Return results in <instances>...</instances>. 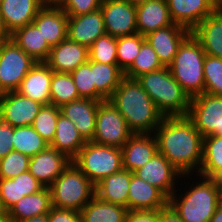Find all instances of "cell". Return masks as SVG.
Here are the masks:
<instances>
[{"mask_svg":"<svg viewBox=\"0 0 222 222\" xmlns=\"http://www.w3.org/2000/svg\"><path fill=\"white\" fill-rule=\"evenodd\" d=\"M153 134L158 152L182 175H197L203 160V136L187 116L164 117Z\"/></svg>","mask_w":222,"mask_h":222,"instance_id":"obj_1","label":"cell"},{"mask_svg":"<svg viewBox=\"0 0 222 222\" xmlns=\"http://www.w3.org/2000/svg\"><path fill=\"white\" fill-rule=\"evenodd\" d=\"M108 100L133 134H153L164 118L137 79L124 76Z\"/></svg>","mask_w":222,"mask_h":222,"instance_id":"obj_2","label":"cell"},{"mask_svg":"<svg viewBox=\"0 0 222 222\" xmlns=\"http://www.w3.org/2000/svg\"><path fill=\"white\" fill-rule=\"evenodd\" d=\"M164 117L187 116L190 98L168 67L136 78Z\"/></svg>","mask_w":222,"mask_h":222,"instance_id":"obj_3","label":"cell"},{"mask_svg":"<svg viewBox=\"0 0 222 222\" xmlns=\"http://www.w3.org/2000/svg\"><path fill=\"white\" fill-rule=\"evenodd\" d=\"M199 176L200 182L194 180L196 185L194 182L184 194H177L178 191L175 190L168 198V204L183 222H209L220 203L213 180Z\"/></svg>","mask_w":222,"mask_h":222,"instance_id":"obj_4","label":"cell"},{"mask_svg":"<svg viewBox=\"0 0 222 222\" xmlns=\"http://www.w3.org/2000/svg\"><path fill=\"white\" fill-rule=\"evenodd\" d=\"M206 53L199 41L190 33L180 44L177 54L168 66L173 78L189 98L204 93L203 73Z\"/></svg>","mask_w":222,"mask_h":222,"instance_id":"obj_5","label":"cell"},{"mask_svg":"<svg viewBox=\"0 0 222 222\" xmlns=\"http://www.w3.org/2000/svg\"><path fill=\"white\" fill-rule=\"evenodd\" d=\"M48 188L52 206L57 208L81 211L95 196V185L73 162Z\"/></svg>","mask_w":222,"mask_h":222,"instance_id":"obj_6","label":"cell"},{"mask_svg":"<svg viewBox=\"0 0 222 222\" xmlns=\"http://www.w3.org/2000/svg\"><path fill=\"white\" fill-rule=\"evenodd\" d=\"M72 162L96 185L108 175L123 169L122 149L88 141Z\"/></svg>","mask_w":222,"mask_h":222,"instance_id":"obj_7","label":"cell"},{"mask_svg":"<svg viewBox=\"0 0 222 222\" xmlns=\"http://www.w3.org/2000/svg\"><path fill=\"white\" fill-rule=\"evenodd\" d=\"M132 135L126 120L114 105L109 100L101 101L97 109L92 142L122 148Z\"/></svg>","mask_w":222,"mask_h":222,"instance_id":"obj_8","label":"cell"},{"mask_svg":"<svg viewBox=\"0 0 222 222\" xmlns=\"http://www.w3.org/2000/svg\"><path fill=\"white\" fill-rule=\"evenodd\" d=\"M36 63L9 37L0 51V93L17 91Z\"/></svg>","mask_w":222,"mask_h":222,"instance_id":"obj_9","label":"cell"},{"mask_svg":"<svg viewBox=\"0 0 222 222\" xmlns=\"http://www.w3.org/2000/svg\"><path fill=\"white\" fill-rule=\"evenodd\" d=\"M187 117L203 137L222 136V96L204 92L190 98Z\"/></svg>","mask_w":222,"mask_h":222,"instance_id":"obj_10","label":"cell"},{"mask_svg":"<svg viewBox=\"0 0 222 222\" xmlns=\"http://www.w3.org/2000/svg\"><path fill=\"white\" fill-rule=\"evenodd\" d=\"M106 34L122 37L138 33L136 5L128 0H103L100 6Z\"/></svg>","mask_w":222,"mask_h":222,"instance_id":"obj_11","label":"cell"},{"mask_svg":"<svg viewBox=\"0 0 222 222\" xmlns=\"http://www.w3.org/2000/svg\"><path fill=\"white\" fill-rule=\"evenodd\" d=\"M137 177L159 189L169 198L178 185V179L192 175H182L162 154L157 152L142 168L133 172ZM177 179V180H176ZM176 181V182H175Z\"/></svg>","mask_w":222,"mask_h":222,"instance_id":"obj_12","label":"cell"},{"mask_svg":"<svg viewBox=\"0 0 222 222\" xmlns=\"http://www.w3.org/2000/svg\"><path fill=\"white\" fill-rule=\"evenodd\" d=\"M42 104L17 91L2 93L0 97V119L12 127L32 125Z\"/></svg>","mask_w":222,"mask_h":222,"instance_id":"obj_13","label":"cell"},{"mask_svg":"<svg viewBox=\"0 0 222 222\" xmlns=\"http://www.w3.org/2000/svg\"><path fill=\"white\" fill-rule=\"evenodd\" d=\"M190 33L189 29L174 23L148 33L145 40L154 49L162 65L168 67L177 54L180 44Z\"/></svg>","mask_w":222,"mask_h":222,"instance_id":"obj_14","label":"cell"},{"mask_svg":"<svg viewBox=\"0 0 222 222\" xmlns=\"http://www.w3.org/2000/svg\"><path fill=\"white\" fill-rule=\"evenodd\" d=\"M71 162L65 154L48 146L44 151L30 157L28 171L48 188Z\"/></svg>","mask_w":222,"mask_h":222,"instance_id":"obj_15","label":"cell"},{"mask_svg":"<svg viewBox=\"0 0 222 222\" xmlns=\"http://www.w3.org/2000/svg\"><path fill=\"white\" fill-rule=\"evenodd\" d=\"M89 60V48L66 38L53 46L45 63L54 72L71 73Z\"/></svg>","mask_w":222,"mask_h":222,"instance_id":"obj_16","label":"cell"},{"mask_svg":"<svg viewBox=\"0 0 222 222\" xmlns=\"http://www.w3.org/2000/svg\"><path fill=\"white\" fill-rule=\"evenodd\" d=\"M43 7L42 0H2L0 17L4 31L10 35L18 28L33 23Z\"/></svg>","mask_w":222,"mask_h":222,"instance_id":"obj_17","label":"cell"},{"mask_svg":"<svg viewBox=\"0 0 222 222\" xmlns=\"http://www.w3.org/2000/svg\"><path fill=\"white\" fill-rule=\"evenodd\" d=\"M104 34L106 30L100 8L83 15L68 16L67 38L69 40L89 48Z\"/></svg>","mask_w":222,"mask_h":222,"instance_id":"obj_18","label":"cell"},{"mask_svg":"<svg viewBox=\"0 0 222 222\" xmlns=\"http://www.w3.org/2000/svg\"><path fill=\"white\" fill-rule=\"evenodd\" d=\"M100 102L80 98L60 107V113L75 123V127L86 142L92 141L95 135L96 115Z\"/></svg>","mask_w":222,"mask_h":222,"instance_id":"obj_19","label":"cell"},{"mask_svg":"<svg viewBox=\"0 0 222 222\" xmlns=\"http://www.w3.org/2000/svg\"><path fill=\"white\" fill-rule=\"evenodd\" d=\"M121 149L123 169L130 172L142 168L158 152L153 134H133Z\"/></svg>","mask_w":222,"mask_h":222,"instance_id":"obj_20","label":"cell"},{"mask_svg":"<svg viewBox=\"0 0 222 222\" xmlns=\"http://www.w3.org/2000/svg\"><path fill=\"white\" fill-rule=\"evenodd\" d=\"M136 23L142 36L174 24L166 0H149L136 5Z\"/></svg>","mask_w":222,"mask_h":222,"instance_id":"obj_21","label":"cell"},{"mask_svg":"<svg viewBox=\"0 0 222 222\" xmlns=\"http://www.w3.org/2000/svg\"><path fill=\"white\" fill-rule=\"evenodd\" d=\"M52 76L53 71L45 62H37L24 77L17 92L42 105H50Z\"/></svg>","mask_w":222,"mask_h":222,"instance_id":"obj_22","label":"cell"},{"mask_svg":"<svg viewBox=\"0 0 222 222\" xmlns=\"http://www.w3.org/2000/svg\"><path fill=\"white\" fill-rule=\"evenodd\" d=\"M168 204V198L155 186L133 172L128 191V210H156Z\"/></svg>","mask_w":222,"mask_h":222,"instance_id":"obj_23","label":"cell"},{"mask_svg":"<svg viewBox=\"0 0 222 222\" xmlns=\"http://www.w3.org/2000/svg\"><path fill=\"white\" fill-rule=\"evenodd\" d=\"M33 23L41 29L43 37L51 47L67 38L68 15L59 6H44Z\"/></svg>","mask_w":222,"mask_h":222,"instance_id":"obj_24","label":"cell"},{"mask_svg":"<svg viewBox=\"0 0 222 222\" xmlns=\"http://www.w3.org/2000/svg\"><path fill=\"white\" fill-rule=\"evenodd\" d=\"M191 33L206 55L222 59V11L207 15Z\"/></svg>","mask_w":222,"mask_h":222,"instance_id":"obj_25","label":"cell"},{"mask_svg":"<svg viewBox=\"0 0 222 222\" xmlns=\"http://www.w3.org/2000/svg\"><path fill=\"white\" fill-rule=\"evenodd\" d=\"M171 18L192 31L207 15L214 10L206 0H166Z\"/></svg>","mask_w":222,"mask_h":222,"instance_id":"obj_26","label":"cell"},{"mask_svg":"<svg viewBox=\"0 0 222 222\" xmlns=\"http://www.w3.org/2000/svg\"><path fill=\"white\" fill-rule=\"evenodd\" d=\"M132 172L122 169L108 175L95 185V196L100 200L124 206L128 209V191Z\"/></svg>","mask_w":222,"mask_h":222,"instance_id":"obj_27","label":"cell"},{"mask_svg":"<svg viewBox=\"0 0 222 222\" xmlns=\"http://www.w3.org/2000/svg\"><path fill=\"white\" fill-rule=\"evenodd\" d=\"M11 40L36 62H45L51 46L34 23L18 28L9 35Z\"/></svg>","mask_w":222,"mask_h":222,"instance_id":"obj_28","label":"cell"},{"mask_svg":"<svg viewBox=\"0 0 222 222\" xmlns=\"http://www.w3.org/2000/svg\"><path fill=\"white\" fill-rule=\"evenodd\" d=\"M85 144L86 141L75 127V123L60 113L55 136L49 146L73 160Z\"/></svg>","mask_w":222,"mask_h":222,"instance_id":"obj_29","label":"cell"},{"mask_svg":"<svg viewBox=\"0 0 222 222\" xmlns=\"http://www.w3.org/2000/svg\"><path fill=\"white\" fill-rule=\"evenodd\" d=\"M52 208L51 194L47 187L37 193L24 196L8 211L12 221H21L48 214Z\"/></svg>","mask_w":222,"mask_h":222,"instance_id":"obj_30","label":"cell"},{"mask_svg":"<svg viewBox=\"0 0 222 222\" xmlns=\"http://www.w3.org/2000/svg\"><path fill=\"white\" fill-rule=\"evenodd\" d=\"M128 209L94 196L80 211L82 222H125Z\"/></svg>","mask_w":222,"mask_h":222,"instance_id":"obj_31","label":"cell"},{"mask_svg":"<svg viewBox=\"0 0 222 222\" xmlns=\"http://www.w3.org/2000/svg\"><path fill=\"white\" fill-rule=\"evenodd\" d=\"M90 69L93 71V83L96 90L108 100L119 86L124 72L118 65L102 64L91 60Z\"/></svg>","mask_w":222,"mask_h":222,"instance_id":"obj_32","label":"cell"},{"mask_svg":"<svg viewBox=\"0 0 222 222\" xmlns=\"http://www.w3.org/2000/svg\"><path fill=\"white\" fill-rule=\"evenodd\" d=\"M49 143L44 140L32 125L13 127V150L28 157L44 151Z\"/></svg>","mask_w":222,"mask_h":222,"instance_id":"obj_33","label":"cell"},{"mask_svg":"<svg viewBox=\"0 0 222 222\" xmlns=\"http://www.w3.org/2000/svg\"><path fill=\"white\" fill-rule=\"evenodd\" d=\"M77 99L80 97L71 74L53 71L50 84V104L60 108Z\"/></svg>","mask_w":222,"mask_h":222,"instance_id":"obj_34","label":"cell"},{"mask_svg":"<svg viewBox=\"0 0 222 222\" xmlns=\"http://www.w3.org/2000/svg\"><path fill=\"white\" fill-rule=\"evenodd\" d=\"M222 171V136L203 137V160L197 174L211 178Z\"/></svg>","mask_w":222,"mask_h":222,"instance_id":"obj_35","label":"cell"},{"mask_svg":"<svg viewBox=\"0 0 222 222\" xmlns=\"http://www.w3.org/2000/svg\"><path fill=\"white\" fill-rule=\"evenodd\" d=\"M164 66L148 41L144 40L140 52L132 65L124 72V76L136 79L139 76L162 69Z\"/></svg>","mask_w":222,"mask_h":222,"instance_id":"obj_36","label":"cell"},{"mask_svg":"<svg viewBox=\"0 0 222 222\" xmlns=\"http://www.w3.org/2000/svg\"><path fill=\"white\" fill-rule=\"evenodd\" d=\"M144 40L145 36L139 33L117 38V62L123 72L132 65Z\"/></svg>","mask_w":222,"mask_h":222,"instance_id":"obj_37","label":"cell"},{"mask_svg":"<svg viewBox=\"0 0 222 222\" xmlns=\"http://www.w3.org/2000/svg\"><path fill=\"white\" fill-rule=\"evenodd\" d=\"M89 59L102 64L118 65L117 38L104 34L89 47Z\"/></svg>","mask_w":222,"mask_h":222,"instance_id":"obj_38","label":"cell"},{"mask_svg":"<svg viewBox=\"0 0 222 222\" xmlns=\"http://www.w3.org/2000/svg\"><path fill=\"white\" fill-rule=\"evenodd\" d=\"M60 114V108L55 105H43L34 119L32 127L49 144L52 142L56 132V123Z\"/></svg>","mask_w":222,"mask_h":222,"instance_id":"obj_39","label":"cell"},{"mask_svg":"<svg viewBox=\"0 0 222 222\" xmlns=\"http://www.w3.org/2000/svg\"><path fill=\"white\" fill-rule=\"evenodd\" d=\"M75 86L77 87L80 98H88L96 101H105L106 99L96 90L93 83V71L90 69V59L87 63L80 65L76 70L70 73Z\"/></svg>","mask_w":222,"mask_h":222,"instance_id":"obj_40","label":"cell"},{"mask_svg":"<svg viewBox=\"0 0 222 222\" xmlns=\"http://www.w3.org/2000/svg\"><path fill=\"white\" fill-rule=\"evenodd\" d=\"M203 73L205 80L204 92L222 96V59L206 55L204 58Z\"/></svg>","mask_w":222,"mask_h":222,"instance_id":"obj_41","label":"cell"},{"mask_svg":"<svg viewBox=\"0 0 222 222\" xmlns=\"http://www.w3.org/2000/svg\"><path fill=\"white\" fill-rule=\"evenodd\" d=\"M30 157L18 151H11L0 159V178L10 179L28 171Z\"/></svg>","mask_w":222,"mask_h":222,"instance_id":"obj_42","label":"cell"},{"mask_svg":"<svg viewBox=\"0 0 222 222\" xmlns=\"http://www.w3.org/2000/svg\"><path fill=\"white\" fill-rule=\"evenodd\" d=\"M21 198L20 177L0 178V210L8 212Z\"/></svg>","mask_w":222,"mask_h":222,"instance_id":"obj_43","label":"cell"},{"mask_svg":"<svg viewBox=\"0 0 222 222\" xmlns=\"http://www.w3.org/2000/svg\"><path fill=\"white\" fill-rule=\"evenodd\" d=\"M103 0H63L59 7L68 16L87 14L100 8Z\"/></svg>","mask_w":222,"mask_h":222,"instance_id":"obj_44","label":"cell"},{"mask_svg":"<svg viewBox=\"0 0 222 222\" xmlns=\"http://www.w3.org/2000/svg\"><path fill=\"white\" fill-rule=\"evenodd\" d=\"M48 222H82L80 211L52 206L47 214Z\"/></svg>","mask_w":222,"mask_h":222,"instance_id":"obj_45","label":"cell"},{"mask_svg":"<svg viewBox=\"0 0 222 222\" xmlns=\"http://www.w3.org/2000/svg\"><path fill=\"white\" fill-rule=\"evenodd\" d=\"M13 151V127L0 119V159Z\"/></svg>","mask_w":222,"mask_h":222,"instance_id":"obj_46","label":"cell"},{"mask_svg":"<svg viewBox=\"0 0 222 222\" xmlns=\"http://www.w3.org/2000/svg\"><path fill=\"white\" fill-rule=\"evenodd\" d=\"M18 176L20 177L21 197L37 193L44 188L29 171Z\"/></svg>","mask_w":222,"mask_h":222,"instance_id":"obj_47","label":"cell"},{"mask_svg":"<svg viewBox=\"0 0 222 222\" xmlns=\"http://www.w3.org/2000/svg\"><path fill=\"white\" fill-rule=\"evenodd\" d=\"M125 222H159V209L128 210Z\"/></svg>","mask_w":222,"mask_h":222,"instance_id":"obj_48","label":"cell"},{"mask_svg":"<svg viewBox=\"0 0 222 222\" xmlns=\"http://www.w3.org/2000/svg\"><path fill=\"white\" fill-rule=\"evenodd\" d=\"M159 222H183L176 211L167 204L164 208L159 209Z\"/></svg>","mask_w":222,"mask_h":222,"instance_id":"obj_49","label":"cell"},{"mask_svg":"<svg viewBox=\"0 0 222 222\" xmlns=\"http://www.w3.org/2000/svg\"><path fill=\"white\" fill-rule=\"evenodd\" d=\"M211 179L215 184L216 191L218 193L219 201L222 202V171L215 173Z\"/></svg>","mask_w":222,"mask_h":222,"instance_id":"obj_50","label":"cell"},{"mask_svg":"<svg viewBox=\"0 0 222 222\" xmlns=\"http://www.w3.org/2000/svg\"><path fill=\"white\" fill-rule=\"evenodd\" d=\"M209 222H222V202L216 208V211Z\"/></svg>","mask_w":222,"mask_h":222,"instance_id":"obj_51","label":"cell"},{"mask_svg":"<svg viewBox=\"0 0 222 222\" xmlns=\"http://www.w3.org/2000/svg\"><path fill=\"white\" fill-rule=\"evenodd\" d=\"M12 222H48V216H47V214L38 215V216H34L32 218H28V219H25V220L12 221Z\"/></svg>","mask_w":222,"mask_h":222,"instance_id":"obj_52","label":"cell"},{"mask_svg":"<svg viewBox=\"0 0 222 222\" xmlns=\"http://www.w3.org/2000/svg\"><path fill=\"white\" fill-rule=\"evenodd\" d=\"M214 11H222V0H206Z\"/></svg>","mask_w":222,"mask_h":222,"instance_id":"obj_53","label":"cell"},{"mask_svg":"<svg viewBox=\"0 0 222 222\" xmlns=\"http://www.w3.org/2000/svg\"><path fill=\"white\" fill-rule=\"evenodd\" d=\"M63 0H42L44 6H59Z\"/></svg>","mask_w":222,"mask_h":222,"instance_id":"obj_54","label":"cell"},{"mask_svg":"<svg viewBox=\"0 0 222 222\" xmlns=\"http://www.w3.org/2000/svg\"><path fill=\"white\" fill-rule=\"evenodd\" d=\"M0 222H12L8 212L0 210Z\"/></svg>","mask_w":222,"mask_h":222,"instance_id":"obj_55","label":"cell"},{"mask_svg":"<svg viewBox=\"0 0 222 222\" xmlns=\"http://www.w3.org/2000/svg\"><path fill=\"white\" fill-rule=\"evenodd\" d=\"M9 35L6 32H0V51L3 44L8 40Z\"/></svg>","mask_w":222,"mask_h":222,"instance_id":"obj_56","label":"cell"},{"mask_svg":"<svg viewBox=\"0 0 222 222\" xmlns=\"http://www.w3.org/2000/svg\"><path fill=\"white\" fill-rule=\"evenodd\" d=\"M133 5H139L141 3L147 2L149 0H128Z\"/></svg>","mask_w":222,"mask_h":222,"instance_id":"obj_57","label":"cell"},{"mask_svg":"<svg viewBox=\"0 0 222 222\" xmlns=\"http://www.w3.org/2000/svg\"><path fill=\"white\" fill-rule=\"evenodd\" d=\"M0 32H5L2 21H1V17H0Z\"/></svg>","mask_w":222,"mask_h":222,"instance_id":"obj_58","label":"cell"}]
</instances>
